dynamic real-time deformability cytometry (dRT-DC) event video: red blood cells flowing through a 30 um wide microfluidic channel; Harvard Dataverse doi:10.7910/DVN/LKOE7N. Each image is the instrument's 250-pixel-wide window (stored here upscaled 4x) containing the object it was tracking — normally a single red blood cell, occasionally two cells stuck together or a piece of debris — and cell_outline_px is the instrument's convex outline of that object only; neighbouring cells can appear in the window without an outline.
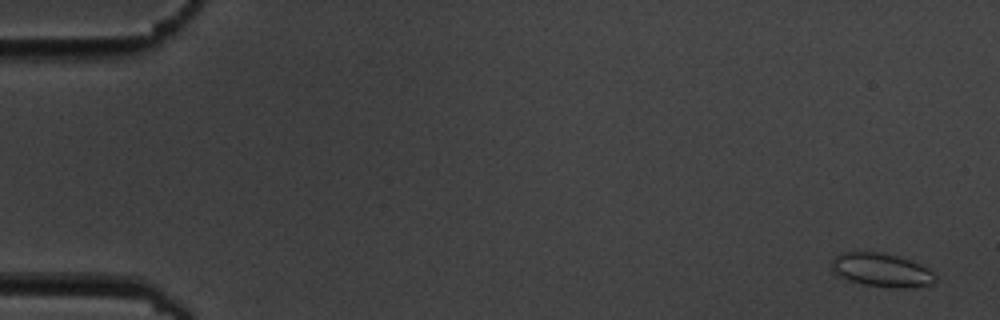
{"species": "common noctule bat (a hibernating species)", "species_latin": "Nyctalus noctula", "temperature_condition": "cold", "stored_images_in_passage": 7, "camera_frame_rate_fps": 3000, "um_per_image_px": 0.085, "animal": {"sex": "male", "body_mass_g": 19.5, "forearm_length_mm": 54.6}, "frame": {"image": 1, "passage_image": 1, "time_ms": 0.0, "image_size_px": [1000, 320], "cell_outline_px": [[936, 280], [932, 284], [916, 288], [896, 288], [864, 284], [848, 280], [836, 276], [832, 272], [832, 260], [840, 252], [880, 252], [912, 260], [928, 268], [936, 276]], "centroid_in_image_um": [74.94, 22.96], "position_along_channel_um": 10.1, "area_um2": 20.52}}
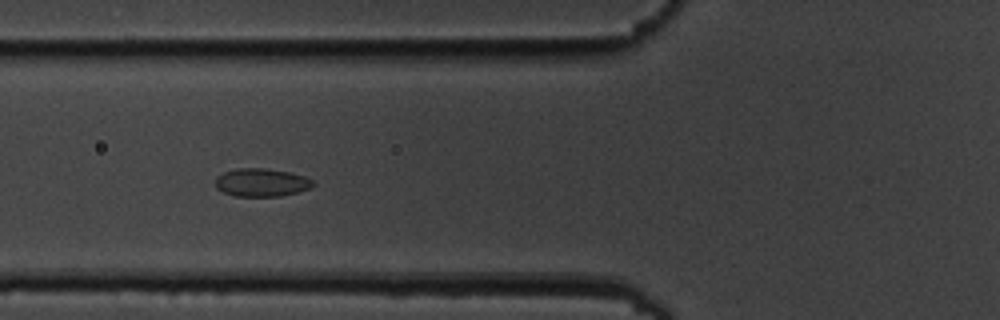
{"frame": {"image": 2, "passage_image": 6, "time_ms": 6.667, "image_size_px": [1000, 320], "cell_outline_px": [[316, 184], [308, 188], [296, 192], [280, 196], [236, 196], [224, 192], [216, 188], [216, 176], [224, 172], [236, 168], [264, 168], [288, 172], [304, 176], [312, 180]], "centroid_in_image_um": [22.2, 15.5], "position_along_channel_um": 103.6, "area_um2": 15.84}}
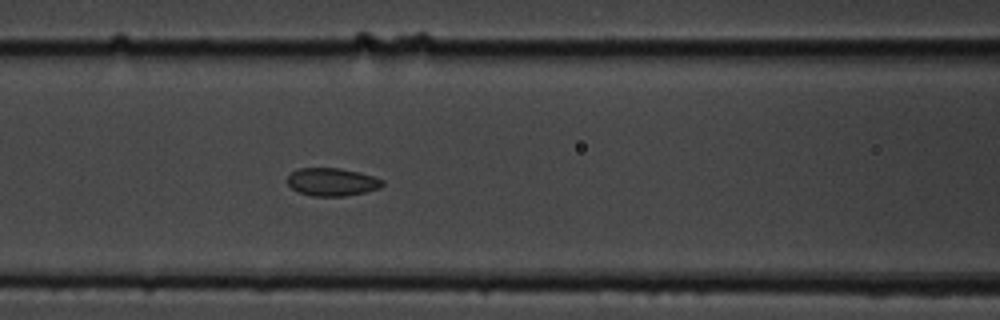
{"frame": {"image": 3, "passage_image": 7, "time_ms": 7.667, "image_size_px": [1000, 320], "cell_outline_px": [[384, 184], [380, 188], [364, 192], [344, 196], [312, 196], [300, 192], [292, 188], [288, 184], [288, 176], [292, 172], [300, 168], [340, 168], [360, 172], [384, 180]], "centroid_in_image_um": [28.24, 15.46], "position_along_channel_um": 138.4, "area_um2": 15.37}}